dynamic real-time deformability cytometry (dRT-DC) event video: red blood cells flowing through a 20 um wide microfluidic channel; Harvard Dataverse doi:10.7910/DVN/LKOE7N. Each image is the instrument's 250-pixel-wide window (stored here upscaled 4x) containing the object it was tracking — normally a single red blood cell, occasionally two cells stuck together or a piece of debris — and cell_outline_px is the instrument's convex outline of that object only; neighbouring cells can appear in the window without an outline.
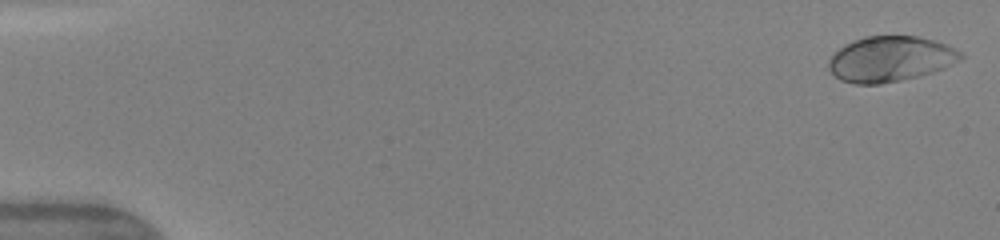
{"species": "human", "species_latin": "Homo sapiens", "temperature_condition": "warm", "stored_images_in_passage": 48, "camera_frame_rate_fps": 3000, "um_per_image_px": 0.085, "donor": {"sex": "female"}, "frame": {"image": 1, "passage_image": 1, "time_ms": 0.0, "image_size_px": [1000, 240], "cell_outline_px": [[964, 56], [960, 60], [944, 68], [932, 72], [900, 80], [880, 84], [856, 84], [840, 80], [828, 68], [828, 60], [844, 44], [852, 40], [864, 36], [916, 36], [948, 44], [956, 48]], "centroid_in_image_um": [75.67, 5.0], "position_along_channel_um": 9.3, "area_um2": 34.85}}
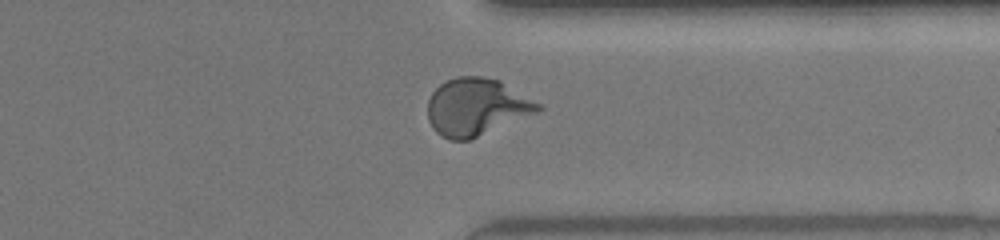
{"frame": {"image": 2, "passage_image": 38, "time_ms": 12.333, "image_size_px": [1000, 240], "cell_outline_px": [[544, 108], [540, 112], [468, 140], [448, 140], [440, 136], [432, 128], [428, 120], [428, 100], [432, 92], [440, 84], [456, 76], [484, 76], [500, 80], [540, 104]], "centroid_in_image_um": [40.49, 9.09], "position_along_channel_um": 370.9, "area_um2": 36.99}}
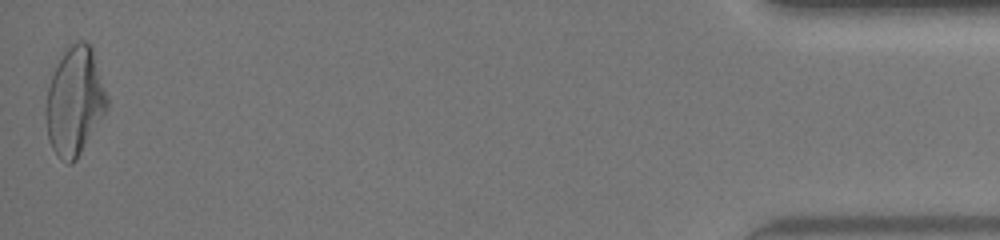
{"frame": {"image": 3, "passage_image": 48, "time_ms": 15.667, "image_size_px": [1000, 240], "cell_outline_px": [[108, 108], [76, 160], [72, 164], [68, 164], [56, 156], [48, 140], [44, 112], [44, 108], [48, 88], [52, 76], [64, 48], [76, 40], [84, 40], [92, 44], [108, 100]], "centroid_in_image_um": [6.33, 8.59], "position_along_channel_um": 428.9, "area_um2": 39.02}, "authors_computed_cell_mechanics": {"area_um2": 34.5066, "velocity_mm_per_s": 4.1858, "shape_relaxation_time_tau1_ms": 3.7067, "shape_relaxation_time_tau2_ms": null, "deformation_change_tau1": 0.2258, "deformation_change_tau2": null}}